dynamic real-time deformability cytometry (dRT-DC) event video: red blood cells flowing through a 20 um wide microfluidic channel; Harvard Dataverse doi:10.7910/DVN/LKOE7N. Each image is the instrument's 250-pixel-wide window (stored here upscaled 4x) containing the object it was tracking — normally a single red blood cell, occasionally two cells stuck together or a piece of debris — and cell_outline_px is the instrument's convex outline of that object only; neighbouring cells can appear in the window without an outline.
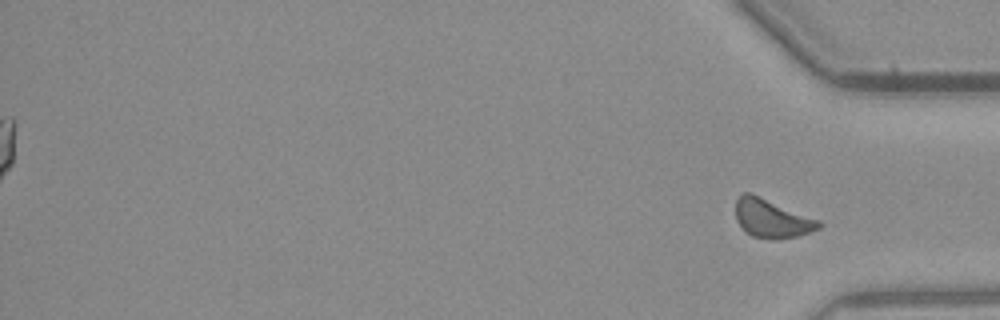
{"species": "common noctule bat (a hibernating species)", "species_latin": "Nyctalus noctula", "temperature_condition": "warm", "stored_images_in_passage": 44, "segment_of_instrument_passage": [2, 2], "camera_frame_rate_fps": 3000, "um_per_image_px": 0.085, "animal": {"sex": "male", "body_mass_g": 23.1, "forearm_length_mm": 52.7}, "frame": {"image": 1, "passage_image": 44, "time_ms": 14.333, "image_size_px": [1000, 320], "cell_outline_px": [[824, 224], [820, 228], [796, 236], [776, 240], [772, 240], [752, 236], [736, 220], [736, 200], [744, 192], [752, 192], [820, 220]], "centroid_in_image_um": [65.63, 18.55], "position_along_channel_um": 369.6, "area_um2": 18.79}}